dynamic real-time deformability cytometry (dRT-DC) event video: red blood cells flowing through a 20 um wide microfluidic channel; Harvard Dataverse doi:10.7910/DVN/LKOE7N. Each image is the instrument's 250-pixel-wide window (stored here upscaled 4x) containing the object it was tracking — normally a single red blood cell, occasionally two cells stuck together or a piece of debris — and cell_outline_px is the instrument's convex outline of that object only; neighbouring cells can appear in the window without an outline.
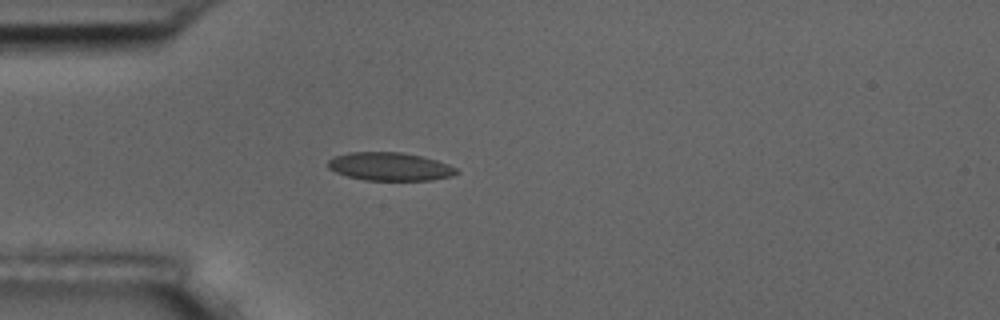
{"species": "common noctule bat (a hibernating species)", "species_latin": "Nyctalus noctula", "temperature_condition": "room temperature", "stored_images_in_passage": 1, "camera_frame_rate_fps": 3000, "um_per_image_px": 0.085, "animal": {"sex": "male", "body_mass_g": 17.5, "forearm_length_mm": 52.3}, "frame": {"image": 1, "passage_image": 1, "time_ms": 0.0, "image_size_px": [1000, 320], "cell_outline_px": [[460, 172], [452, 176], [432, 180], [364, 180], [348, 176], [336, 172], [328, 168], [328, 160], [336, 156], [348, 152], [400, 152], [424, 156], [448, 164], [456, 168]], "centroid_in_image_um": [33.16, 14.15], "position_along_channel_um": 51.8, "area_um2": 21.15}}